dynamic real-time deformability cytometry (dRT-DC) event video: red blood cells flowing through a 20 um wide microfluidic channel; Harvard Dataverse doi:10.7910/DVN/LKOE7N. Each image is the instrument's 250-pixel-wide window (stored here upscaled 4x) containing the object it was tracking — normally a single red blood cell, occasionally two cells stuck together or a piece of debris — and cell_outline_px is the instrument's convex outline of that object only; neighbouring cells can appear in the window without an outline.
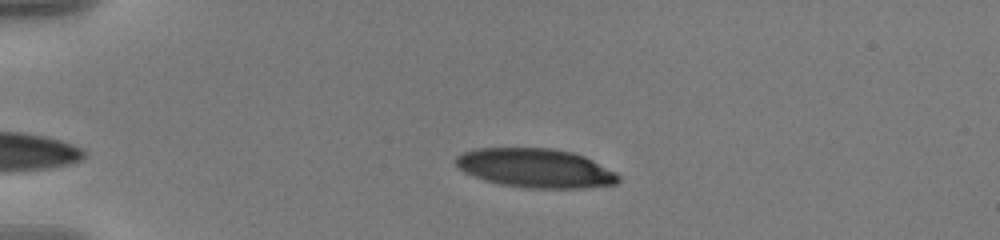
{"species": "human", "species_latin": "Homo sapiens", "temperature_condition": "warm", "stored_images_in_passage": 46, "camera_frame_rate_fps": 3000, "um_per_image_px": 0.085, "donor": {"sex": "male"}, "frame": {"image": 1, "passage_image": 3, "time_ms": 0.667, "image_size_px": [1000, 240], "cell_outline_px": [[620, 180], [616, 184], [584, 188], [528, 188], [500, 184], [484, 180], [464, 172], [456, 164], [456, 156], [464, 152], [476, 148], [552, 148], [572, 152], [584, 156], [616, 172], [620, 176]], "centroid_in_image_um": [45.53, 14.29], "position_along_channel_um": 39.5, "area_um2": 36.99}}
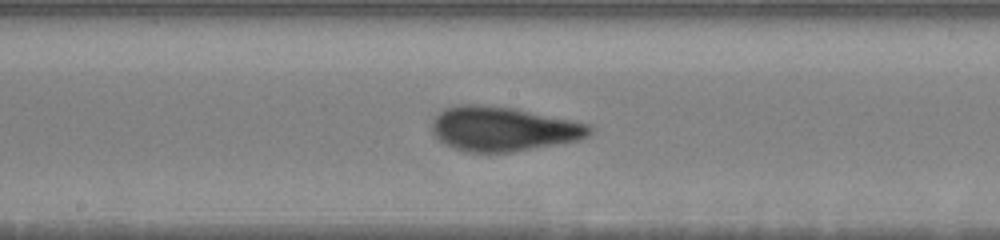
{"frame": {"image": 2, "passage_image": 21, "time_ms": 6.667, "image_size_px": [1000, 240], "cell_outline_px": [[592, 132], [588, 136], [580, 140], [512, 152], [464, 152], [452, 148], [444, 144], [432, 132], [432, 120], [444, 108], [456, 104], [480, 104], [516, 108], [592, 124]], "centroid_in_image_um": [42.78, 10.95], "position_along_channel_um": 205.4, "area_um2": 41.33}}
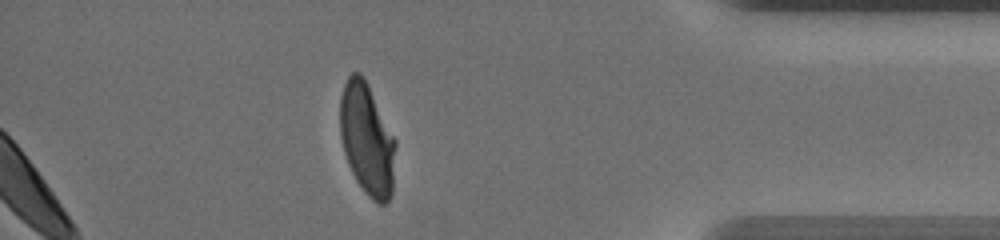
{"frame": {"image": 3, "passage_image": 40, "time_ms": 13.0, "image_size_px": [1000, 240], "cell_outline_px": [[396, 144], [392, 192], [388, 200], [384, 204], [376, 204], [364, 192], [356, 180], [348, 164], [344, 152], [340, 136], [340, 96], [344, 84], [348, 76], [352, 72], [360, 72], [364, 76], [396, 140]], "centroid_in_image_um": [31.19, 11.83], "position_along_channel_um": 404.0, "area_um2": 36.41}, "authors_computed_cell_mechanics": {"area_um2": 38.5815, "velocity_mm_per_s": 3.5841, "shape_relaxation_time_tau1_ms": 5.0674, "shape_relaxation_time_tau2_ms": 0.7697, "deformation_change_tau1": 0.2338, "deformation_change_tau2": 0.0702}}